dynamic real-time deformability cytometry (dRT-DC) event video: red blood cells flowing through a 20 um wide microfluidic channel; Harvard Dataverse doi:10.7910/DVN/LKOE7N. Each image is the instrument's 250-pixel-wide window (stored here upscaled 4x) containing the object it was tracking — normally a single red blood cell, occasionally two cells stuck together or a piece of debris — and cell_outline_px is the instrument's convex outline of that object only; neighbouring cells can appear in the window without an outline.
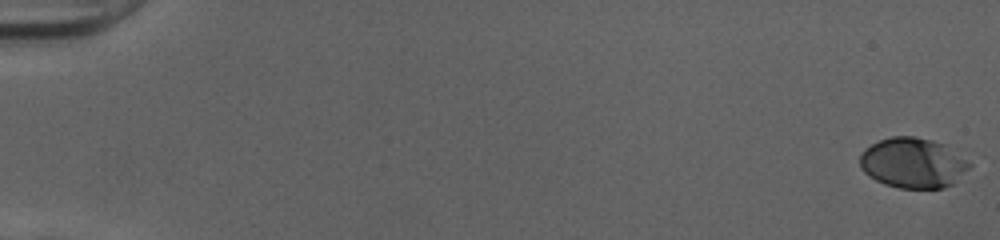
{"species": "human", "species_latin": "Homo sapiens", "temperature_condition": "cold", "stored_images_in_passage": 53, "camera_frame_rate_fps": 3000, "um_per_image_px": 0.085, "donor": {"sex": "female"}, "frame": {"image": 1, "passage_image": 1, "time_ms": 0.0, "image_size_px": [1000, 240], "cell_outline_px": [[972, 164], [952, 184], [944, 188], [900, 188], [884, 184], [868, 176], [860, 168], [860, 152], [864, 148], [880, 140], [892, 136], [916, 136], [948, 144]], "centroid_in_image_um": [77.59, 13.83], "position_along_channel_um": 7.4, "area_um2": 32.31}}
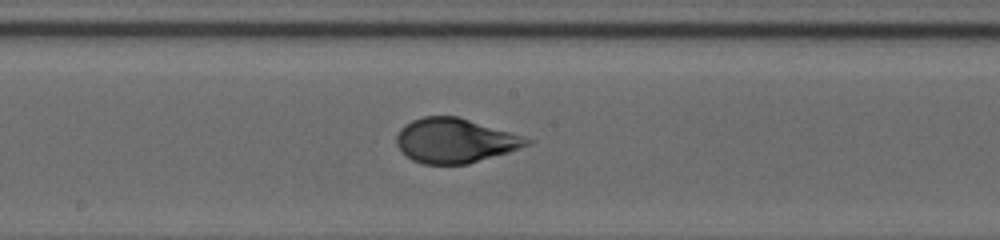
{"frame": {"image": 2, "passage_image": 30, "time_ms": 9.667, "image_size_px": [1000, 240], "cell_outline_px": [[536, 140], [532, 144], [508, 152], [468, 164], [424, 164], [412, 160], [400, 152], [396, 144], [396, 136], [400, 128], [404, 124], [412, 120], [424, 116], [456, 116], [524, 136]], "centroid_in_image_um": [38.66, 11.96], "position_along_channel_um": 209.5, "area_um2": 33.99}}
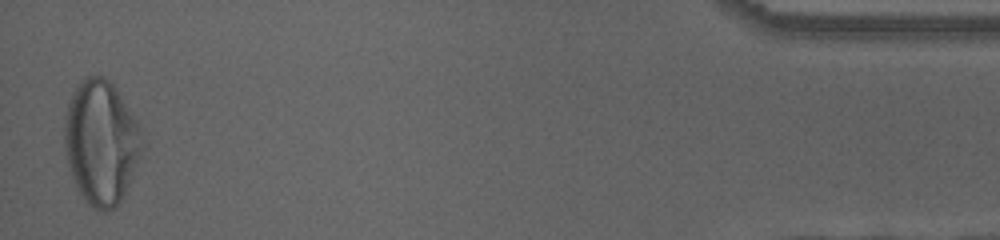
{"frame": {"image": 3, "passage_image": 52, "time_ms": 17.0, "image_size_px": [1000, 240], "cell_outline_px": [[148, 144], [116, 208], [104, 212], [100, 212], [88, 204], [84, 200], [72, 176], [68, 164], [64, 148], [64, 116], [72, 92], [80, 80], [84, 76], [104, 76], [116, 88], [136, 120]], "centroid_in_image_um": [8.61, 12.09], "position_along_channel_um": 426.6, "area_um2": 56.82}, "authors_computed_cell_mechanics": {"area_um2": 33.524, "velocity_mm_per_s": 4.0222, "shape_relaxation_time_tau1_ms": 3.3105, "shape_relaxation_time_tau2_ms": null, "deformation_change_tau1": 0.1686, "deformation_change_tau2": null}}